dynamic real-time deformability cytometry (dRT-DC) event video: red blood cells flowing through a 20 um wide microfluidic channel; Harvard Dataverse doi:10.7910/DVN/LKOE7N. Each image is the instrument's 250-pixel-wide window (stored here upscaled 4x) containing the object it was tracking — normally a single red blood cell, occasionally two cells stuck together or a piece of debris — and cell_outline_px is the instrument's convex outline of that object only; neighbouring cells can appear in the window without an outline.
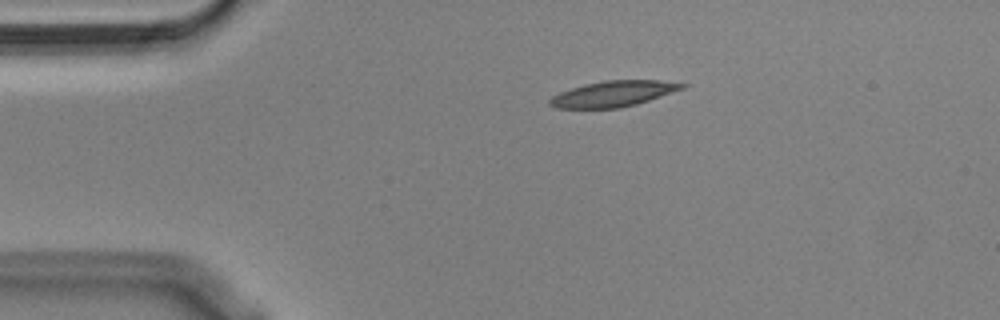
{"species": "Egyptian fruit bat (a non-hibernating species)", "species_latin": "Rousettus aegyptiacus", "temperature_condition": "cold", "stored_images_in_passage": 45, "camera_frame_rate_fps": 3000, "um_per_image_px": 0.085, "animal": {"sex": "male"}, "frame": {"image": 1, "passage_image": 1, "time_ms": 0.0, "image_size_px": [1000, 320], "cell_outline_px": [[688, 84], [684, 88], [636, 104], [620, 108], [556, 108], [548, 104], [548, 100], [552, 96], [560, 92], [584, 84], [604, 80], [656, 80]], "centroid_in_image_um": [52.09, 7.97], "position_along_channel_um": 32.9, "area_um2": 19.71}}
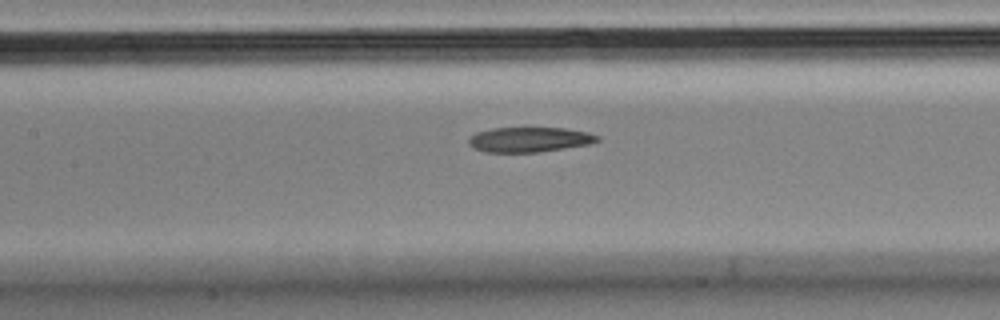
{"frame": {"image": 2, "passage_image": 15, "time_ms": 4.667, "image_size_px": [1000, 320], "cell_outline_px": [[600, 140], [588, 144], [540, 152], [488, 152], [472, 148], [468, 144], [468, 140], [476, 132], [492, 128], [528, 124], [564, 128], [588, 132], [600, 136]], "centroid_in_image_um": [44.99, 11.8], "position_along_channel_um": 162.4, "area_um2": 19.71}}
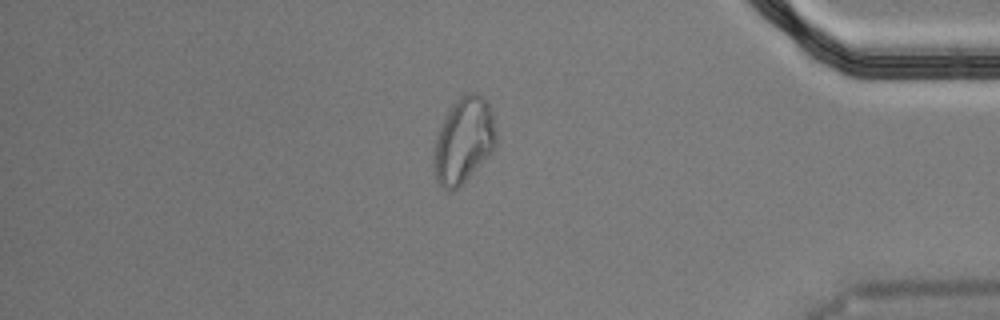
{"frame": {"image": 3, "passage_image": 37, "time_ms": 12.0, "image_size_px": [1000, 320], "cell_outline_px": [[496, 144], [492, 152], [452, 192], [444, 188], [436, 180], [432, 164], [432, 160], [436, 140], [440, 128], [452, 104], [464, 92], [476, 92], [484, 96], [492, 108], [496, 132]], "centroid_in_image_um": [39.42, 11.89], "position_along_channel_um": 395.8, "area_um2": 31.04}, "authors_computed_cell_mechanics": {"area_um2": 20.6346, "velocity_mm_per_s": 3.6207, "shape_relaxation_time_tau1_ms": null, "shape_relaxation_time_tau2_ms": 5.9565, "deformation_change_tau1": null, "deformation_change_tau2": 0.138}}